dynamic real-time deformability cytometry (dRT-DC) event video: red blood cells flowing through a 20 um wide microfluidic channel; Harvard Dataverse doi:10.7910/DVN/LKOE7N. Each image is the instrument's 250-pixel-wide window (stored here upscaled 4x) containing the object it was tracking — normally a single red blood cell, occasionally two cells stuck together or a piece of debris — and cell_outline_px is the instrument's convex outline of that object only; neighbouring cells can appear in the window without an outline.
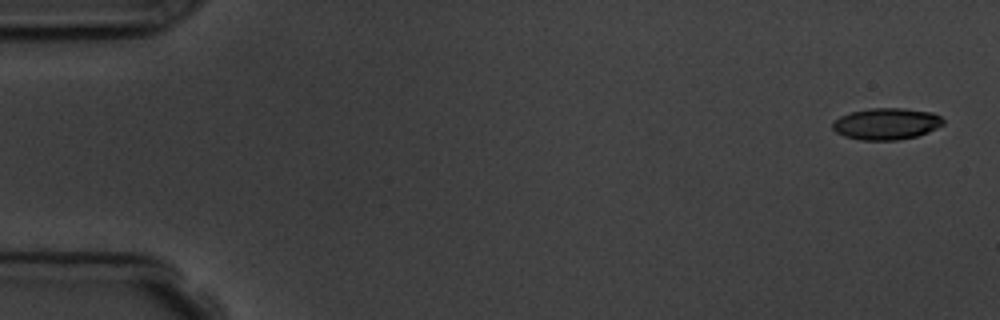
{"species": "common noctule bat (a hibernating species)", "species_latin": "Nyctalus noctula", "temperature_condition": "room temperature", "stored_images_in_passage": 4, "camera_frame_rate_fps": 3000, "um_per_image_px": 0.085, "animal": {"sex": "male", "body_mass_g": 19.5, "forearm_length_mm": 54.6}, "frame": {"image": 1, "passage_image": 1, "time_ms": 0.0, "image_size_px": [1000, 320], "cell_outline_px": [[944, 124], [928, 132], [916, 136], [896, 140], [860, 140], [844, 136], [836, 132], [832, 128], [832, 124], [840, 116], [852, 112], [868, 108], [904, 108], [932, 112], [940, 116], [944, 120]], "centroid_in_image_um": [75.35, 10.52], "position_along_channel_um": 9.7, "area_um2": 20.35}}